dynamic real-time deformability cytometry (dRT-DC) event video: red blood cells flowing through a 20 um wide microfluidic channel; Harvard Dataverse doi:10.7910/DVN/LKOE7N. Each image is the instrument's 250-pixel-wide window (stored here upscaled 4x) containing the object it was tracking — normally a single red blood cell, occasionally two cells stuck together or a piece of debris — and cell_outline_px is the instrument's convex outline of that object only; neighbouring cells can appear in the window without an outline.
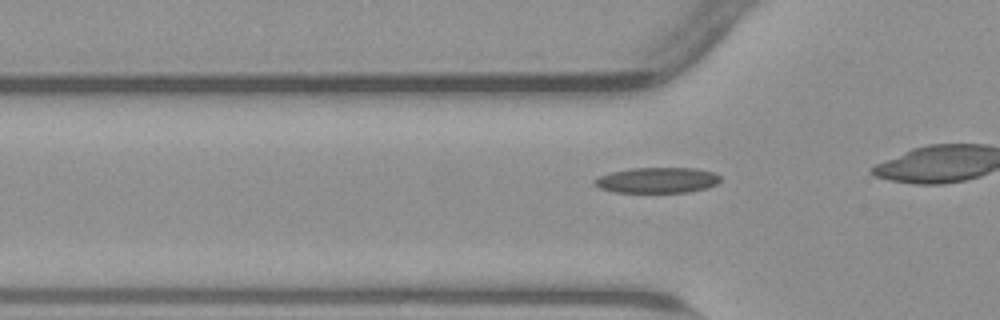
{"species": "common noctule bat (a hibernating species)", "species_latin": "Nyctalus noctula", "temperature_condition": "warm", "stored_images_in_passage": 31, "camera_frame_rate_fps": 3000, "um_per_image_px": 0.085, "animal": {"sex": "male", "body_mass_g": 23.1, "forearm_length_mm": 52.7}, "frame": {"image": 1, "passage_image": 7, "time_ms": 2.0, "image_size_px": [1000, 320], "cell_outline_px": [[720, 180], [716, 184], [708, 188], [688, 192], [616, 192], [600, 188], [592, 184], [592, 180], [600, 176], [612, 172], [632, 168], [696, 168], [712, 172], [720, 176]], "centroid_in_image_um": [55.86, 15.32], "position_along_channel_um": 69.9, "area_um2": 18.73}}
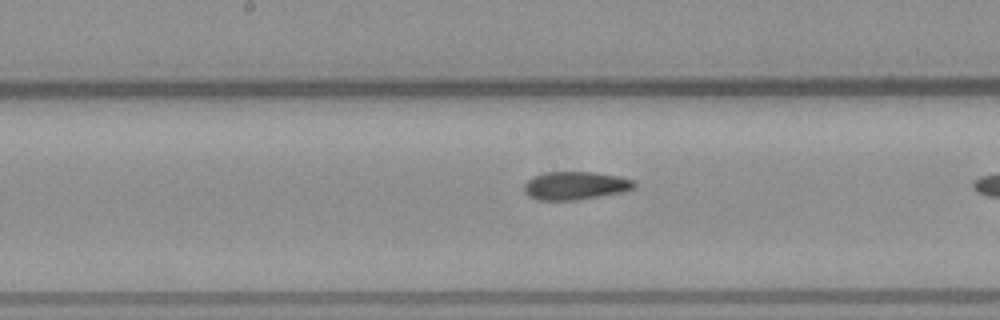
{"frame": {"image": 2, "passage_image": 17, "time_ms": 5.333, "image_size_px": [1000, 320], "cell_outline_px": [[636, 188], [624, 192], [576, 200], [536, 200], [528, 196], [524, 192], [524, 184], [532, 176], [548, 172], [592, 172], [620, 176], [632, 180], [636, 184]], "centroid_in_image_um": [48.9, 15.78], "position_along_channel_um": 199.3, "area_um2": 18.21}}
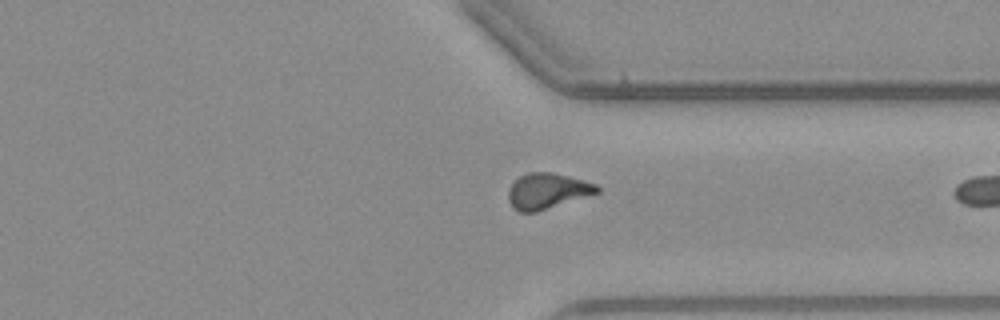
{"frame": {"image": 3, "passage_image": 30, "time_ms": 9.667, "image_size_px": [1000, 320], "cell_outline_px": [[600, 192], [536, 212], [520, 212], [512, 208], [508, 200], [508, 188], [520, 176], [528, 172], [552, 172], [568, 176], [596, 184], [600, 188]], "centroid_in_image_um": [46.49, 16.24], "position_along_channel_um": 364.9, "area_um2": 18.38}}